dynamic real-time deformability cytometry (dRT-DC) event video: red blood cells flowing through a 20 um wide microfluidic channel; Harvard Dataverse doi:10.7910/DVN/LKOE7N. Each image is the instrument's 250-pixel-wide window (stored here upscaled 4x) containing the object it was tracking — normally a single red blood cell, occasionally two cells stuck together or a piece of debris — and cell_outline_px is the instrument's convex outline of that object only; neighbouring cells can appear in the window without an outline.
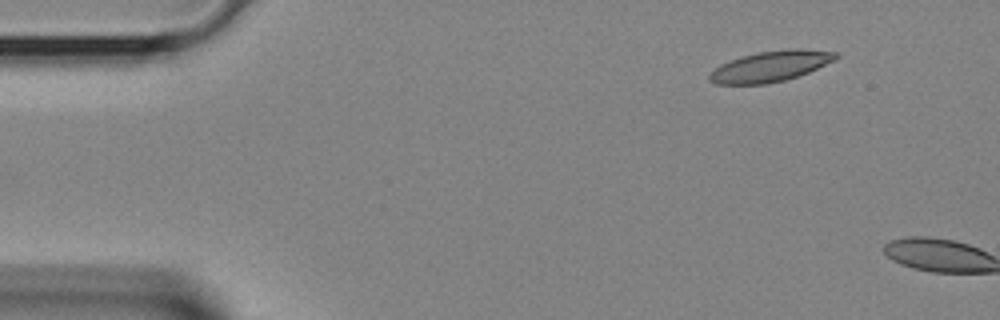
{"species": "Egyptian fruit bat (a non-hibernating species)", "species_latin": "Rousettus aegyptiacus", "temperature_condition": "room temperature", "stored_images_in_passage": 2, "camera_frame_rate_fps": 3000, "um_per_image_px": 0.085, "animal": {"sex": "female"}, "frame": {"image": 1, "passage_image": 1, "time_ms": 0.0, "image_size_px": [1000, 320], "cell_outline_px": [[840, 56], [836, 60], [808, 72], [784, 80], [768, 84], [716, 84], [708, 80], [708, 76], [720, 64], [756, 52], [788, 48], [800, 48], [836, 52]], "centroid_in_image_um": [65.52, 5.63], "position_along_channel_um": 19.5, "area_um2": 22.54}}